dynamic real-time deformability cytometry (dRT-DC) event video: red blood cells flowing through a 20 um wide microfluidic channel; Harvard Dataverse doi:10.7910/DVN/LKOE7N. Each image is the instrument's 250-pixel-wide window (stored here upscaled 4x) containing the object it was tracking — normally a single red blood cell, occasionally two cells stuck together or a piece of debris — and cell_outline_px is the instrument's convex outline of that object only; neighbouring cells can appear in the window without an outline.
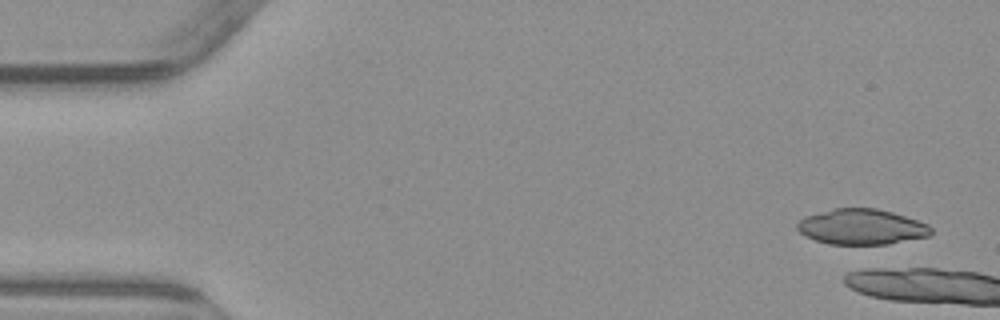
{"species": "common noctule bat (a hibernating species)", "species_latin": "Nyctalus noctula", "temperature_condition": "warm", "stored_images_in_passage": 6, "camera_frame_rate_fps": 3000, "um_per_image_px": 0.085, "animal": {"sex": "male", "body_mass_g": 23.1, "forearm_length_mm": 52.7}, "frame": {"image": 1, "passage_image": 1, "time_ms": 0.0, "image_size_px": [1000, 320], "cell_outline_px": [[932, 232], [928, 236], [888, 244], [828, 244], [804, 236], [796, 228], [796, 224], [804, 216], [832, 208], [876, 208], [892, 212], [928, 224], [932, 228]], "centroid_in_image_um": [73.19, 19.27], "position_along_channel_um": 11.8, "area_um2": 27.69}}
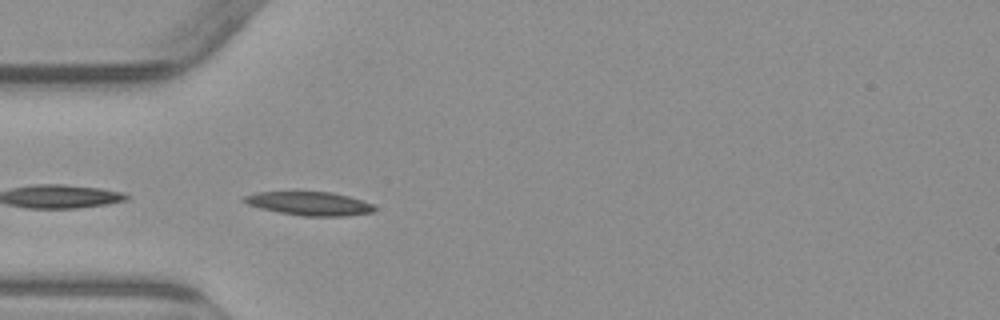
{"frame": {"image": 2, "passage_image": 6, "time_ms": 6.333, "image_size_px": [1000, 320], "cell_outline_px": [[376, 208], [372, 212], [348, 216], [304, 216], [280, 212], [260, 208], [248, 204], [240, 200], [244, 196], [256, 192], [332, 192], [348, 196], [372, 204]], "centroid_in_image_um": [26.28, 17.3], "position_along_channel_um": 58.7, "area_um2": 17.8}}